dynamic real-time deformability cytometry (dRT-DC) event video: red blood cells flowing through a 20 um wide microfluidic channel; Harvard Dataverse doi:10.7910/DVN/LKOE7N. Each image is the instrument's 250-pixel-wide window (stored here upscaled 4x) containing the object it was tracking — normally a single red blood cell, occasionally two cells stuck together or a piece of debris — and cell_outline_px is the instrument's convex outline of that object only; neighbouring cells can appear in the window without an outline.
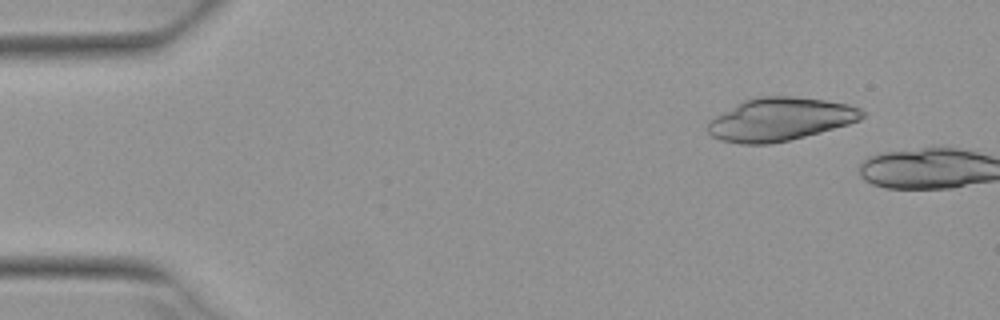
{"species": "Egyptian fruit bat (a non-hibernating species)", "species_latin": "Rousettus aegyptiacus", "temperature_condition": "warm", "stored_images_in_passage": 2, "camera_frame_rate_fps": 3000, "um_per_image_px": 0.085, "animal": {"sex": "female"}, "frame": {"image": 1, "passage_image": 1, "time_ms": 0.0, "image_size_px": [1000, 320], "cell_outline_px": [[864, 116], [860, 120], [848, 124], [820, 132], [772, 144], [740, 144], [720, 140], [712, 136], [708, 132], [708, 124], [716, 116], [744, 100], [764, 96], [792, 96], [824, 100], [848, 104], [860, 108], [864, 112]], "centroid_in_image_um": [66.32, 10.14], "position_along_channel_um": 18.7, "area_um2": 38.32}}